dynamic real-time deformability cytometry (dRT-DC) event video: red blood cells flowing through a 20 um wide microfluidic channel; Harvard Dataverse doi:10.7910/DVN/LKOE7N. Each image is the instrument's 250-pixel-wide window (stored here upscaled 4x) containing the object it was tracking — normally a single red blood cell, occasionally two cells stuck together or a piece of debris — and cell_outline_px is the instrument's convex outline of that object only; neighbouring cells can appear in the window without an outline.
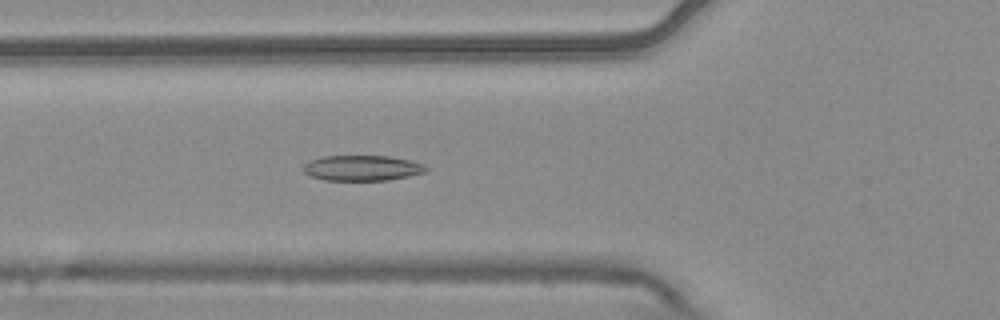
{"species": "common noctule bat (a hibernating species)", "species_latin": "Nyctalus noctula", "temperature_condition": "warm", "stored_images_in_passage": 4, "camera_frame_rate_fps": 3000, "um_per_image_px": 0.085, "animal": {"sex": "male", "body_mass_g": 20.4}, "frame": {"image": 1, "passage_image": 4, "time_ms": 1.0, "image_size_px": [1000, 320], "cell_outline_px": [[428, 168], [424, 172], [408, 176], [388, 180], [324, 180], [312, 176], [304, 172], [304, 164], [308, 160], [320, 156], [392, 156], [424, 164]], "centroid_in_image_um": [30.76, 14.27], "position_along_channel_um": 95.0, "area_um2": 18.15}}